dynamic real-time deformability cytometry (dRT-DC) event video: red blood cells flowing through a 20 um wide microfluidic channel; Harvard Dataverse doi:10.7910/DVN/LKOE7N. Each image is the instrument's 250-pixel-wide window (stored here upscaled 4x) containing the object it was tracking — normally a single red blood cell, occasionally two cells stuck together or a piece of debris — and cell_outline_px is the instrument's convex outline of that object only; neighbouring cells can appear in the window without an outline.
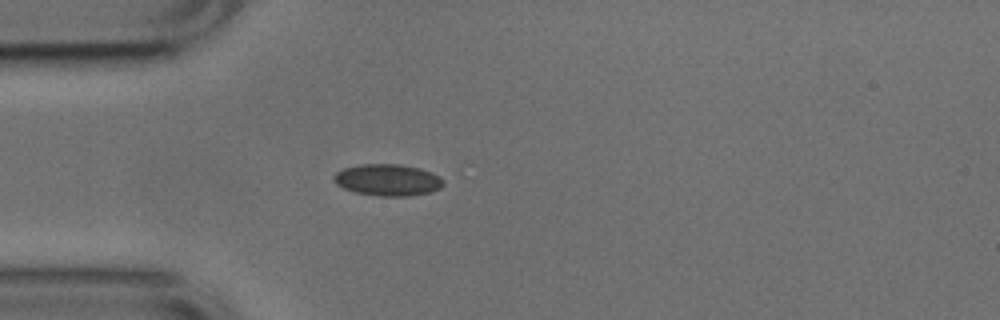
{"species": "common noctule bat (a hibernating species)", "species_latin": "Nyctalus noctula", "temperature_condition": "cold", "stored_images_in_passage": 2, "camera_frame_rate_fps": 3000, "um_per_image_px": 0.085, "animal": {"sex": "male", "body_mass_g": 17.9, "forearm_length_mm": 54.2}, "frame": {"image": 1, "passage_image": 2, "time_ms": 0.333, "image_size_px": [1000, 320], "cell_outline_px": [[444, 184], [440, 188], [432, 192], [408, 196], [380, 196], [356, 192], [344, 188], [336, 184], [332, 180], [332, 176], [336, 172], [344, 168], [360, 164], [400, 164], [420, 168], [432, 172], [440, 176], [444, 180]], "centroid_in_image_um": [32.97, 15.29], "position_along_channel_um": 52.0, "area_um2": 20.4}}